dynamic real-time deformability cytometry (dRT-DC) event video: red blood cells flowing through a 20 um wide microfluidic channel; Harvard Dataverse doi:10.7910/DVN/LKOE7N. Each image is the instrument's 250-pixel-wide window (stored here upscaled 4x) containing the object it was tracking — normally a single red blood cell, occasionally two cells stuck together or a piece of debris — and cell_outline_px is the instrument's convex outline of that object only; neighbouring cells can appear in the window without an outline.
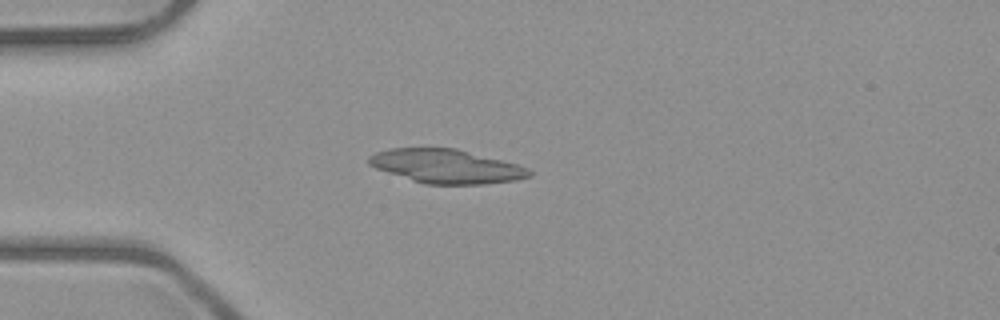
{"species": "common noctule bat (a hibernating species)", "species_latin": "Nyctalus noctula", "temperature_condition": "room temperature", "stored_images_in_passage": 5, "camera_frame_rate_fps": 3000, "um_per_image_px": 0.085, "animal": {"sex": "male", "body_mass_g": 23.1, "forearm_length_mm": 52.7}, "frame": {"image": 1, "passage_image": 4, "time_ms": 4.333, "image_size_px": [1000, 320], "cell_outline_px": [[532, 176], [516, 180], [484, 184], [424, 184], [376, 168], [368, 164], [368, 156], [376, 152], [388, 148], [456, 148], [516, 164], [528, 168], [532, 172]], "centroid_in_image_um": [37.93, 14.13], "position_along_channel_um": 47.1, "area_um2": 31.5}}